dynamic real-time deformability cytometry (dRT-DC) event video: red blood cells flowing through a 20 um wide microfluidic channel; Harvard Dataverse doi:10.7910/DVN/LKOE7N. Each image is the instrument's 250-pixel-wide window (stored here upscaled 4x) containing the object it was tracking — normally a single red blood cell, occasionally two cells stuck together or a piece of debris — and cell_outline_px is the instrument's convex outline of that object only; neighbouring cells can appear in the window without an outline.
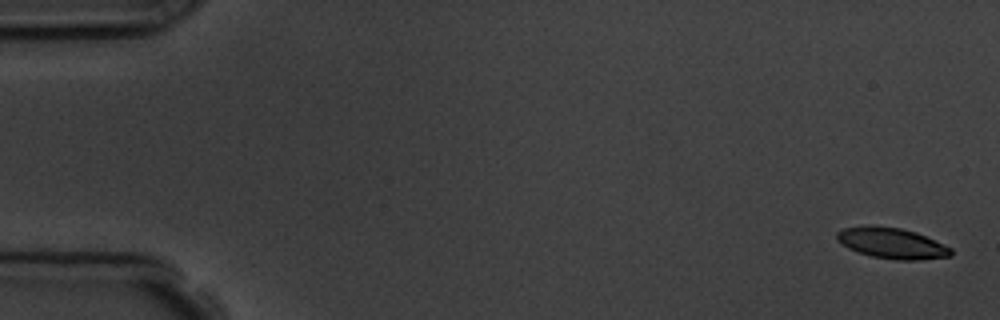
{"species": "common noctule bat (a hibernating species)", "species_latin": "Nyctalus noctula", "temperature_condition": "room temperature", "stored_images_in_passage": 5, "camera_frame_rate_fps": 3000, "um_per_image_px": 0.085, "animal": {"sex": "male", "body_mass_g": 19.5, "forearm_length_mm": 54.6}, "frame": {"image": 1, "passage_image": 1, "time_ms": 0.0, "image_size_px": [1000, 320], "cell_outline_px": [[952, 256], [920, 260], [896, 260], [872, 256], [848, 248], [836, 240], [836, 232], [844, 228], [868, 224], [872, 224], [900, 228], [916, 232], [952, 248]], "centroid_in_image_um": [75.79, 20.66], "position_along_channel_um": 9.2, "area_um2": 20.63}}
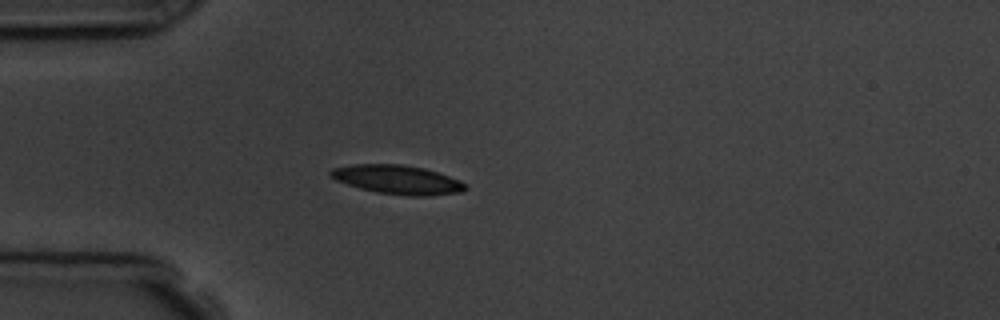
{"frame": {"image": 2, "passage_image": 5, "time_ms": 4.667, "image_size_px": [1000, 320], "cell_outline_px": [[468, 188], [460, 192], [428, 196], [408, 196], [376, 192], [360, 188], [336, 180], [328, 176], [328, 172], [332, 168], [352, 164], [400, 164], [424, 168], [460, 180], [468, 184]], "centroid_in_image_um": [33.78, 15.27], "position_along_channel_um": 51.2, "area_um2": 22.83}}